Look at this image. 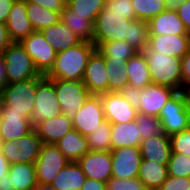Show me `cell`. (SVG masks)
<instances>
[{
    "label": "cell",
    "instance_id": "43",
    "mask_svg": "<svg viewBox=\"0 0 190 190\" xmlns=\"http://www.w3.org/2000/svg\"><path fill=\"white\" fill-rule=\"evenodd\" d=\"M106 184L107 190H148L138 177L124 180L111 177Z\"/></svg>",
    "mask_w": 190,
    "mask_h": 190
},
{
    "label": "cell",
    "instance_id": "32",
    "mask_svg": "<svg viewBox=\"0 0 190 190\" xmlns=\"http://www.w3.org/2000/svg\"><path fill=\"white\" fill-rule=\"evenodd\" d=\"M27 17L29 18L34 31L52 26L61 20V12H53L37 4L25 0Z\"/></svg>",
    "mask_w": 190,
    "mask_h": 190
},
{
    "label": "cell",
    "instance_id": "17",
    "mask_svg": "<svg viewBox=\"0 0 190 190\" xmlns=\"http://www.w3.org/2000/svg\"><path fill=\"white\" fill-rule=\"evenodd\" d=\"M149 35H188L176 9L169 6L148 21Z\"/></svg>",
    "mask_w": 190,
    "mask_h": 190
},
{
    "label": "cell",
    "instance_id": "34",
    "mask_svg": "<svg viewBox=\"0 0 190 190\" xmlns=\"http://www.w3.org/2000/svg\"><path fill=\"white\" fill-rule=\"evenodd\" d=\"M111 122L103 121L94 132L86 136L87 146L93 151H111Z\"/></svg>",
    "mask_w": 190,
    "mask_h": 190
},
{
    "label": "cell",
    "instance_id": "30",
    "mask_svg": "<svg viewBox=\"0 0 190 190\" xmlns=\"http://www.w3.org/2000/svg\"><path fill=\"white\" fill-rule=\"evenodd\" d=\"M9 176L15 190H35L37 183L35 164L10 165Z\"/></svg>",
    "mask_w": 190,
    "mask_h": 190
},
{
    "label": "cell",
    "instance_id": "57",
    "mask_svg": "<svg viewBox=\"0 0 190 190\" xmlns=\"http://www.w3.org/2000/svg\"><path fill=\"white\" fill-rule=\"evenodd\" d=\"M184 93L186 94L187 100H188V106L190 108V84L185 87Z\"/></svg>",
    "mask_w": 190,
    "mask_h": 190
},
{
    "label": "cell",
    "instance_id": "11",
    "mask_svg": "<svg viewBox=\"0 0 190 190\" xmlns=\"http://www.w3.org/2000/svg\"><path fill=\"white\" fill-rule=\"evenodd\" d=\"M71 119L73 129L83 136L94 132L105 121L101 95L91 94Z\"/></svg>",
    "mask_w": 190,
    "mask_h": 190
},
{
    "label": "cell",
    "instance_id": "20",
    "mask_svg": "<svg viewBox=\"0 0 190 190\" xmlns=\"http://www.w3.org/2000/svg\"><path fill=\"white\" fill-rule=\"evenodd\" d=\"M43 144H56L68 132L73 130L72 119L63 113L54 118L46 119L33 128Z\"/></svg>",
    "mask_w": 190,
    "mask_h": 190
},
{
    "label": "cell",
    "instance_id": "44",
    "mask_svg": "<svg viewBox=\"0 0 190 190\" xmlns=\"http://www.w3.org/2000/svg\"><path fill=\"white\" fill-rule=\"evenodd\" d=\"M157 190H190V177L168 175L167 179Z\"/></svg>",
    "mask_w": 190,
    "mask_h": 190
},
{
    "label": "cell",
    "instance_id": "39",
    "mask_svg": "<svg viewBox=\"0 0 190 190\" xmlns=\"http://www.w3.org/2000/svg\"><path fill=\"white\" fill-rule=\"evenodd\" d=\"M135 121L137 125H139L142 140L148 139L151 136H159L164 134L159 117H152L138 113Z\"/></svg>",
    "mask_w": 190,
    "mask_h": 190
},
{
    "label": "cell",
    "instance_id": "5",
    "mask_svg": "<svg viewBox=\"0 0 190 190\" xmlns=\"http://www.w3.org/2000/svg\"><path fill=\"white\" fill-rule=\"evenodd\" d=\"M158 117L164 133L168 136L189 129L190 108L184 91H177L169 98Z\"/></svg>",
    "mask_w": 190,
    "mask_h": 190
},
{
    "label": "cell",
    "instance_id": "3",
    "mask_svg": "<svg viewBox=\"0 0 190 190\" xmlns=\"http://www.w3.org/2000/svg\"><path fill=\"white\" fill-rule=\"evenodd\" d=\"M42 76L0 89V112L23 113L29 119L35 105L37 81Z\"/></svg>",
    "mask_w": 190,
    "mask_h": 190
},
{
    "label": "cell",
    "instance_id": "46",
    "mask_svg": "<svg viewBox=\"0 0 190 190\" xmlns=\"http://www.w3.org/2000/svg\"><path fill=\"white\" fill-rule=\"evenodd\" d=\"M17 139L3 141L0 145L2 154L6 157L10 165L18 164V147Z\"/></svg>",
    "mask_w": 190,
    "mask_h": 190
},
{
    "label": "cell",
    "instance_id": "51",
    "mask_svg": "<svg viewBox=\"0 0 190 190\" xmlns=\"http://www.w3.org/2000/svg\"><path fill=\"white\" fill-rule=\"evenodd\" d=\"M13 3V0H0V22L6 23Z\"/></svg>",
    "mask_w": 190,
    "mask_h": 190
},
{
    "label": "cell",
    "instance_id": "9",
    "mask_svg": "<svg viewBox=\"0 0 190 190\" xmlns=\"http://www.w3.org/2000/svg\"><path fill=\"white\" fill-rule=\"evenodd\" d=\"M68 162L56 144H42L35 163L37 183L50 185Z\"/></svg>",
    "mask_w": 190,
    "mask_h": 190
},
{
    "label": "cell",
    "instance_id": "53",
    "mask_svg": "<svg viewBox=\"0 0 190 190\" xmlns=\"http://www.w3.org/2000/svg\"><path fill=\"white\" fill-rule=\"evenodd\" d=\"M10 163L6 157L2 154L0 149V179L3 178L4 174L9 173Z\"/></svg>",
    "mask_w": 190,
    "mask_h": 190
},
{
    "label": "cell",
    "instance_id": "45",
    "mask_svg": "<svg viewBox=\"0 0 190 190\" xmlns=\"http://www.w3.org/2000/svg\"><path fill=\"white\" fill-rule=\"evenodd\" d=\"M173 7L176 9L190 36V0H175Z\"/></svg>",
    "mask_w": 190,
    "mask_h": 190
},
{
    "label": "cell",
    "instance_id": "33",
    "mask_svg": "<svg viewBox=\"0 0 190 190\" xmlns=\"http://www.w3.org/2000/svg\"><path fill=\"white\" fill-rule=\"evenodd\" d=\"M18 163L35 164L39 156L42 140L33 129L26 136L17 139Z\"/></svg>",
    "mask_w": 190,
    "mask_h": 190
},
{
    "label": "cell",
    "instance_id": "48",
    "mask_svg": "<svg viewBox=\"0 0 190 190\" xmlns=\"http://www.w3.org/2000/svg\"><path fill=\"white\" fill-rule=\"evenodd\" d=\"M53 12H62L68 0H28Z\"/></svg>",
    "mask_w": 190,
    "mask_h": 190
},
{
    "label": "cell",
    "instance_id": "59",
    "mask_svg": "<svg viewBox=\"0 0 190 190\" xmlns=\"http://www.w3.org/2000/svg\"><path fill=\"white\" fill-rule=\"evenodd\" d=\"M2 142H3V141H2V137H1V133H0V145H1Z\"/></svg>",
    "mask_w": 190,
    "mask_h": 190
},
{
    "label": "cell",
    "instance_id": "54",
    "mask_svg": "<svg viewBox=\"0 0 190 190\" xmlns=\"http://www.w3.org/2000/svg\"><path fill=\"white\" fill-rule=\"evenodd\" d=\"M12 185L9 174H4L3 178L0 179V190H15Z\"/></svg>",
    "mask_w": 190,
    "mask_h": 190
},
{
    "label": "cell",
    "instance_id": "23",
    "mask_svg": "<svg viewBox=\"0 0 190 190\" xmlns=\"http://www.w3.org/2000/svg\"><path fill=\"white\" fill-rule=\"evenodd\" d=\"M40 33L57 53L74 47L81 42L61 21L42 29Z\"/></svg>",
    "mask_w": 190,
    "mask_h": 190
},
{
    "label": "cell",
    "instance_id": "13",
    "mask_svg": "<svg viewBox=\"0 0 190 190\" xmlns=\"http://www.w3.org/2000/svg\"><path fill=\"white\" fill-rule=\"evenodd\" d=\"M77 163L80 165L87 179L107 183L112 177L111 151L90 150Z\"/></svg>",
    "mask_w": 190,
    "mask_h": 190
},
{
    "label": "cell",
    "instance_id": "4",
    "mask_svg": "<svg viewBox=\"0 0 190 190\" xmlns=\"http://www.w3.org/2000/svg\"><path fill=\"white\" fill-rule=\"evenodd\" d=\"M2 57L5 64L6 85L21 83L41 75L30 55L18 42H13L2 53Z\"/></svg>",
    "mask_w": 190,
    "mask_h": 190
},
{
    "label": "cell",
    "instance_id": "37",
    "mask_svg": "<svg viewBox=\"0 0 190 190\" xmlns=\"http://www.w3.org/2000/svg\"><path fill=\"white\" fill-rule=\"evenodd\" d=\"M106 0H68L67 6L76 14L93 23L97 15L104 9Z\"/></svg>",
    "mask_w": 190,
    "mask_h": 190
},
{
    "label": "cell",
    "instance_id": "40",
    "mask_svg": "<svg viewBox=\"0 0 190 190\" xmlns=\"http://www.w3.org/2000/svg\"><path fill=\"white\" fill-rule=\"evenodd\" d=\"M167 169L170 176L190 177V157L183 154L171 153Z\"/></svg>",
    "mask_w": 190,
    "mask_h": 190
},
{
    "label": "cell",
    "instance_id": "55",
    "mask_svg": "<svg viewBox=\"0 0 190 190\" xmlns=\"http://www.w3.org/2000/svg\"><path fill=\"white\" fill-rule=\"evenodd\" d=\"M6 85V71L2 55H0V89Z\"/></svg>",
    "mask_w": 190,
    "mask_h": 190
},
{
    "label": "cell",
    "instance_id": "8",
    "mask_svg": "<svg viewBox=\"0 0 190 190\" xmlns=\"http://www.w3.org/2000/svg\"><path fill=\"white\" fill-rule=\"evenodd\" d=\"M54 85L62 113L69 118L75 116L91 95L81 80L54 79Z\"/></svg>",
    "mask_w": 190,
    "mask_h": 190
},
{
    "label": "cell",
    "instance_id": "1",
    "mask_svg": "<svg viewBox=\"0 0 190 190\" xmlns=\"http://www.w3.org/2000/svg\"><path fill=\"white\" fill-rule=\"evenodd\" d=\"M95 50L92 42L81 41L78 45L57 53L53 67L45 76L49 79L82 81L88 60Z\"/></svg>",
    "mask_w": 190,
    "mask_h": 190
},
{
    "label": "cell",
    "instance_id": "58",
    "mask_svg": "<svg viewBox=\"0 0 190 190\" xmlns=\"http://www.w3.org/2000/svg\"><path fill=\"white\" fill-rule=\"evenodd\" d=\"M163 1L167 2L170 6H172L175 0H163Z\"/></svg>",
    "mask_w": 190,
    "mask_h": 190
},
{
    "label": "cell",
    "instance_id": "29",
    "mask_svg": "<svg viewBox=\"0 0 190 190\" xmlns=\"http://www.w3.org/2000/svg\"><path fill=\"white\" fill-rule=\"evenodd\" d=\"M168 177L167 165L142 159L138 178L148 190H157Z\"/></svg>",
    "mask_w": 190,
    "mask_h": 190
},
{
    "label": "cell",
    "instance_id": "10",
    "mask_svg": "<svg viewBox=\"0 0 190 190\" xmlns=\"http://www.w3.org/2000/svg\"><path fill=\"white\" fill-rule=\"evenodd\" d=\"M20 44L32 58L39 73L46 75L54 65L57 52L47 43L40 31L32 32Z\"/></svg>",
    "mask_w": 190,
    "mask_h": 190
},
{
    "label": "cell",
    "instance_id": "24",
    "mask_svg": "<svg viewBox=\"0 0 190 190\" xmlns=\"http://www.w3.org/2000/svg\"><path fill=\"white\" fill-rule=\"evenodd\" d=\"M110 133L112 150L129 146L139 147L142 141L139 125L135 120L127 123H111Z\"/></svg>",
    "mask_w": 190,
    "mask_h": 190
},
{
    "label": "cell",
    "instance_id": "18",
    "mask_svg": "<svg viewBox=\"0 0 190 190\" xmlns=\"http://www.w3.org/2000/svg\"><path fill=\"white\" fill-rule=\"evenodd\" d=\"M147 46L158 53L181 59L190 49V36L149 35Z\"/></svg>",
    "mask_w": 190,
    "mask_h": 190
},
{
    "label": "cell",
    "instance_id": "42",
    "mask_svg": "<svg viewBox=\"0 0 190 190\" xmlns=\"http://www.w3.org/2000/svg\"><path fill=\"white\" fill-rule=\"evenodd\" d=\"M104 9L110 13L125 14L129 20L135 19L132 0H106Z\"/></svg>",
    "mask_w": 190,
    "mask_h": 190
},
{
    "label": "cell",
    "instance_id": "7",
    "mask_svg": "<svg viewBox=\"0 0 190 190\" xmlns=\"http://www.w3.org/2000/svg\"><path fill=\"white\" fill-rule=\"evenodd\" d=\"M34 104V109L29 118L33 128L46 119L54 118L62 114V109L56 97L54 79H49L43 75L37 81Z\"/></svg>",
    "mask_w": 190,
    "mask_h": 190
},
{
    "label": "cell",
    "instance_id": "2",
    "mask_svg": "<svg viewBox=\"0 0 190 190\" xmlns=\"http://www.w3.org/2000/svg\"><path fill=\"white\" fill-rule=\"evenodd\" d=\"M148 66L152 83L182 91L181 59L158 53L148 46L142 51Z\"/></svg>",
    "mask_w": 190,
    "mask_h": 190
},
{
    "label": "cell",
    "instance_id": "31",
    "mask_svg": "<svg viewBox=\"0 0 190 190\" xmlns=\"http://www.w3.org/2000/svg\"><path fill=\"white\" fill-rule=\"evenodd\" d=\"M105 62L128 63L138 52L125 40L101 43L97 48Z\"/></svg>",
    "mask_w": 190,
    "mask_h": 190
},
{
    "label": "cell",
    "instance_id": "49",
    "mask_svg": "<svg viewBox=\"0 0 190 190\" xmlns=\"http://www.w3.org/2000/svg\"><path fill=\"white\" fill-rule=\"evenodd\" d=\"M182 91L190 84V49L181 58Z\"/></svg>",
    "mask_w": 190,
    "mask_h": 190
},
{
    "label": "cell",
    "instance_id": "6",
    "mask_svg": "<svg viewBox=\"0 0 190 190\" xmlns=\"http://www.w3.org/2000/svg\"><path fill=\"white\" fill-rule=\"evenodd\" d=\"M125 14L110 13L103 9L96 17L93 28V44L122 41L128 43V24Z\"/></svg>",
    "mask_w": 190,
    "mask_h": 190
},
{
    "label": "cell",
    "instance_id": "19",
    "mask_svg": "<svg viewBox=\"0 0 190 190\" xmlns=\"http://www.w3.org/2000/svg\"><path fill=\"white\" fill-rule=\"evenodd\" d=\"M6 26L12 42L20 43L34 32L31 22L27 17L25 0L13 3Z\"/></svg>",
    "mask_w": 190,
    "mask_h": 190
},
{
    "label": "cell",
    "instance_id": "28",
    "mask_svg": "<svg viewBox=\"0 0 190 190\" xmlns=\"http://www.w3.org/2000/svg\"><path fill=\"white\" fill-rule=\"evenodd\" d=\"M125 71L129 85L143 89L152 83L149 75L148 62L142 52H138L128 60Z\"/></svg>",
    "mask_w": 190,
    "mask_h": 190
},
{
    "label": "cell",
    "instance_id": "22",
    "mask_svg": "<svg viewBox=\"0 0 190 190\" xmlns=\"http://www.w3.org/2000/svg\"><path fill=\"white\" fill-rule=\"evenodd\" d=\"M139 147L142 159L151 160L160 165L168 164L172 150L170 137L165 133L142 140Z\"/></svg>",
    "mask_w": 190,
    "mask_h": 190
},
{
    "label": "cell",
    "instance_id": "16",
    "mask_svg": "<svg viewBox=\"0 0 190 190\" xmlns=\"http://www.w3.org/2000/svg\"><path fill=\"white\" fill-rule=\"evenodd\" d=\"M177 91L163 85L151 83L141 89L138 113L158 117L160 110Z\"/></svg>",
    "mask_w": 190,
    "mask_h": 190
},
{
    "label": "cell",
    "instance_id": "14",
    "mask_svg": "<svg viewBox=\"0 0 190 190\" xmlns=\"http://www.w3.org/2000/svg\"><path fill=\"white\" fill-rule=\"evenodd\" d=\"M105 120L127 123L136 119L138 111L119 92L101 94Z\"/></svg>",
    "mask_w": 190,
    "mask_h": 190
},
{
    "label": "cell",
    "instance_id": "47",
    "mask_svg": "<svg viewBox=\"0 0 190 190\" xmlns=\"http://www.w3.org/2000/svg\"><path fill=\"white\" fill-rule=\"evenodd\" d=\"M119 93L138 111L140 108L141 89L132 85H126Z\"/></svg>",
    "mask_w": 190,
    "mask_h": 190
},
{
    "label": "cell",
    "instance_id": "56",
    "mask_svg": "<svg viewBox=\"0 0 190 190\" xmlns=\"http://www.w3.org/2000/svg\"><path fill=\"white\" fill-rule=\"evenodd\" d=\"M35 190H55L51 185L38 184Z\"/></svg>",
    "mask_w": 190,
    "mask_h": 190
},
{
    "label": "cell",
    "instance_id": "27",
    "mask_svg": "<svg viewBox=\"0 0 190 190\" xmlns=\"http://www.w3.org/2000/svg\"><path fill=\"white\" fill-rule=\"evenodd\" d=\"M83 42H93L94 23L84 19V16L76 15L67 5L61 12V20Z\"/></svg>",
    "mask_w": 190,
    "mask_h": 190
},
{
    "label": "cell",
    "instance_id": "52",
    "mask_svg": "<svg viewBox=\"0 0 190 190\" xmlns=\"http://www.w3.org/2000/svg\"><path fill=\"white\" fill-rule=\"evenodd\" d=\"M81 190H107V184L94 179H86Z\"/></svg>",
    "mask_w": 190,
    "mask_h": 190
},
{
    "label": "cell",
    "instance_id": "21",
    "mask_svg": "<svg viewBox=\"0 0 190 190\" xmlns=\"http://www.w3.org/2000/svg\"><path fill=\"white\" fill-rule=\"evenodd\" d=\"M33 130L30 120L23 113L0 112V133L2 141L26 136Z\"/></svg>",
    "mask_w": 190,
    "mask_h": 190
},
{
    "label": "cell",
    "instance_id": "15",
    "mask_svg": "<svg viewBox=\"0 0 190 190\" xmlns=\"http://www.w3.org/2000/svg\"><path fill=\"white\" fill-rule=\"evenodd\" d=\"M105 66L104 56L96 49L88 60L82 79L91 94L101 95L108 93V71Z\"/></svg>",
    "mask_w": 190,
    "mask_h": 190
},
{
    "label": "cell",
    "instance_id": "36",
    "mask_svg": "<svg viewBox=\"0 0 190 190\" xmlns=\"http://www.w3.org/2000/svg\"><path fill=\"white\" fill-rule=\"evenodd\" d=\"M149 37L148 21L134 19L128 24V44L137 52L147 47Z\"/></svg>",
    "mask_w": 190,
    "mask_h": 190
},
{
    "label": "cell",
    "instance_id": "35",
    "mask_svg": "<svg viewBox=\"0 0 190 190\" xmlns=\"http://www.w3.org/2000/svg\"><path fill=\"white\" fill-rule=\"evenodd\" d=\"M135 19L149 21L165 11L170 5L163 0H132Z\"/></svg>",
    "mask_w": 190,
    "mask_h": 190
},
{
    "label": "cell",
    "instance_id": "38",
    "mask_svg": "<svg viewBox=\"0 0 190 190\" xmlns=\"http://www.w3.org/2000/svg\"><path fill=\"white\" fill-rule=\"evenodd\" d=\"M127 63L106 62L108 92H119L128 85V77L125 71Z\"/></svg>",
    "mask_w": 190,
    "mask_h": 190
},
{
    "label": "cell",
    "instance_id": "12",
    "mask_svg": "<svg viewBox=\"0 0 190 190\" xmlns=\"http://www.w3.org/2000/svg\"><path fill=\"white\" fill-rule=\"evenodd\" d=\"M112 177L133 179L138 177L142 162L140 147L129 146L111 150Z\"/></svg>",
    "mask_w": 190,
    "mask_h": 190
},
{
    "label": "cell",
    "instance_id": "41",
    "mask_svg": "<svg viewBox=\"0 0 190 190\" xmlns=\"http://www.w3.org/2000/svg\"><path fill=\"white\" fill-rule=\"evenodd\" d=\"M170 137L172 153L183 154L190 157V128Z\"/></svg>",
    "mask_w": 190,
    "mask_h": 190
},
{
    "label": "cell",
    "instance_id": "50",
    "mask_svg": "<svg viewBox=\"0 0 190 190\" xmlns=\"http://www.w3.org/2000/svg\"><path fill=\"white\" fill-rule=\"evenodd\" d=\"M6 23L0 22V55L12 44Z\"/></svg>",
    "mask_w": 190,
    "mask_h": 190
},
{
    "label": "cell",
    "instance_id": "25",
    "mask_svg": "<svg viewBox=\"0 0 190 190\" xmlns=\"http://www.w3.org/2000/svg\"><path fill=\"white\" fill-rule=\"evenodd\" d=\"M86 179L77 162H68L50 185L55 190H81Z\"/></svg>",
    "mask_w": 190,
    "mask_h": 190
},
{
    "label": "cell",
    "instance_id": "26",
    "mask_svg": "<svg viewBox=\"0 0 190 190\" xmlns=\"http://www.w3.org/2000/svg\"><path fill=\"white\" fill-rule=\"evenodd\" d=\"M56 146L69 162H77L84 154L90 151L87 146L86 136H83L75 129L61 138L56 143Z\"/></svg>",
    "mask_w": 190,
    "mask_h": 190
}]
</instances>
